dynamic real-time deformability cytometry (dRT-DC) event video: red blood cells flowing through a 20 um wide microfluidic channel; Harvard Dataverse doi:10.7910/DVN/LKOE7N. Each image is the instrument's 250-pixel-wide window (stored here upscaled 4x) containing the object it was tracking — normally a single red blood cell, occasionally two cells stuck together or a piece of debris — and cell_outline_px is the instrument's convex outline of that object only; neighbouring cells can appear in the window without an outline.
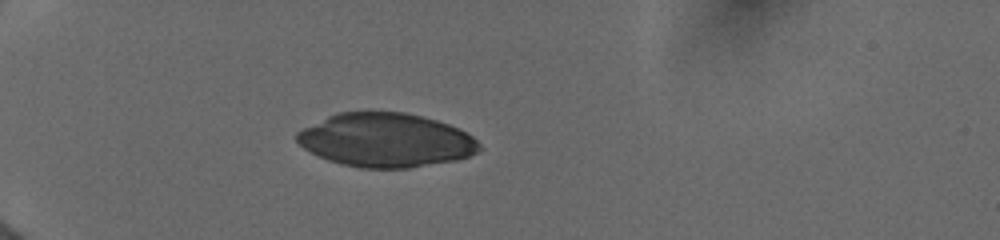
{"species": "human", "species_latin": "Homo sapiens", "temperature_condition": "cold", "stored_images_in_passage": 11, "camera_frame_rate_fps": 3000, "um_per_image_px": 0.085, "donor": {"sex": "female"}, "frame": {"image": 1, "passage_image": 1, "time_ms": 0.0, "image_size_px": [1000, 240], "cell_outline_px": [[484, 148], [468, 156], [456, 160], [408, 168], [360, 168], [340, 164], [328, 160], [304, 148], [296, 140], [296, 132], [336, 112], [404, 112], [436, 120], [448, 124], [472, 136]], "centroid_in_image_um": [32.79, 11.92], "position_along_channel_um": 52.2, "area_um2": 56.93}}